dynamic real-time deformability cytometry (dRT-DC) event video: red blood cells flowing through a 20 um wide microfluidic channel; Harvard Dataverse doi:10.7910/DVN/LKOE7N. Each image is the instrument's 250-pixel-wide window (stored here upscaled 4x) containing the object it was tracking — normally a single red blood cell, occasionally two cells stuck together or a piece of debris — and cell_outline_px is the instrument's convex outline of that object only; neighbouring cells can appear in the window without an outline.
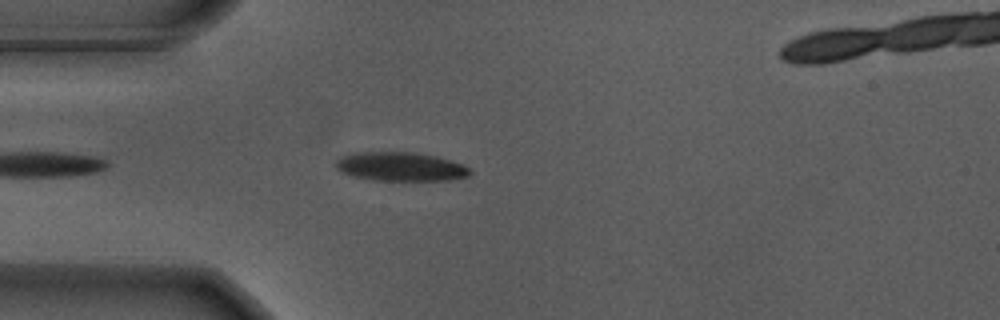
{"species": "Egyptian fruit bat (a non-hibernating species)", "species_latin": "Rousettus aegyptiacus", "temperature_condition": "warm", "stored_images_in_passage": 28, "camera_frame_rate_fps": 3000, "um_per_image_px": 0.085, "animal": {"sex": "male"}, "frame": {"image": 1, "passage_image": 4, "time_ms": 1.0, "image_size_px": [1000, 320], "cell_outline_px": [[472, 172], [468, 176], [444, 180], [376, 180], [356, 176], [344, 172], [336, 168], [336, 160], [344, 156], [356, 152], [412, 152], [436, 156], [452, 160], [464, 164]], "centroid_in_image_um": [34.09, 14.15], "position_along_channel_um": 50.9, "area_um2": 22.25}}
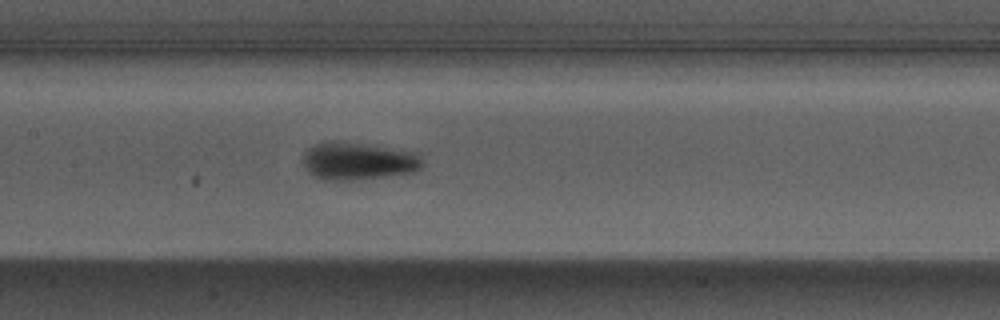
{"frame": {"image": 2, "passage_image": 15, "time_ms": 4.667, "image_size_px": [1000, 320], "cell_outline_px": [[424, 164], [416, 172], [356, 180], [320, 180], [308, 172], [304, 168], [304, 152], [308, 148], [316, 144], [328, 140], [336, 140], [416, 152]], "centroid_in_image_um": [30.41, 13.7], "position_along_channel_um": 177.0, "area_um2": 26.3}}
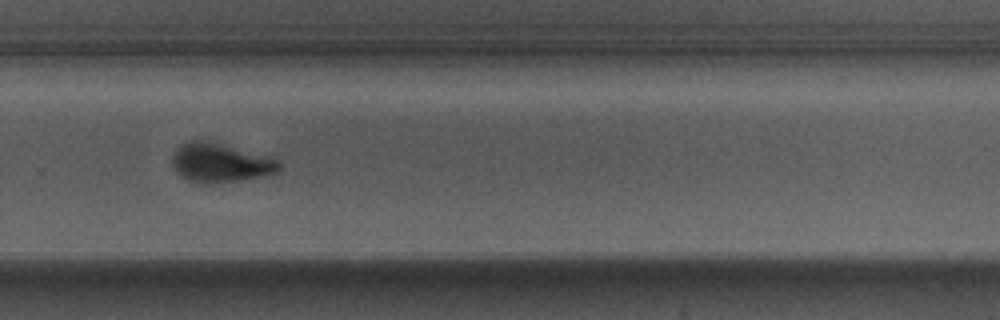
{"frame": {"image": 3, "passage_image": 26, "time_ms": 8.333, "image_size_px": [1000, 320], "cell_outline_px": [[280, 168], [276, 172], [260, 176], [236, 180], [208, 184], [188, 180], [172, 164], [172, 156], [176, 148], [180, 144], [192, 140], [204, 140], [272, 156], [280, 160]], "centroid_in_image_um": [18.75, 13.81], "position_along_channel_um": 311.0, "area_um2": 23.99}}